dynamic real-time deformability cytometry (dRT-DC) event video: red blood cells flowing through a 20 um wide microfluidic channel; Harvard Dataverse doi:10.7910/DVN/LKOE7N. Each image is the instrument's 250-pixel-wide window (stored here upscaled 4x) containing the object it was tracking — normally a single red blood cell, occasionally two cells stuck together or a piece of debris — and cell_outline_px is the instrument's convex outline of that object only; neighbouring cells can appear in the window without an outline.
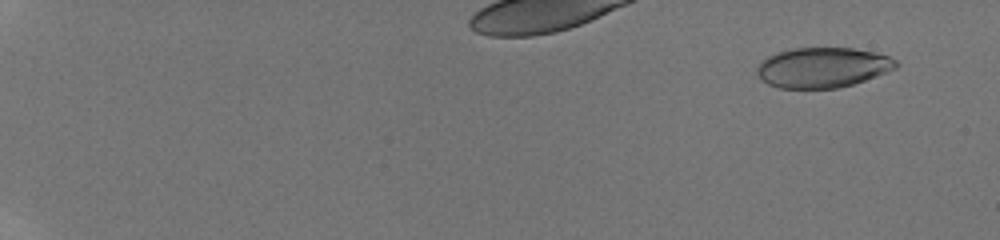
{"species": "human", "species_latin": "Homo sapiens", "temperature_condition": "room temperature", "stored_images_in_passage": 26, "camera_frame_rate_fps": 3000, "um_per_image_px": 0.085, "donor": {"sex": "male"}, "frame": {"image": 1, "passage_image": 6, "time_ms": 1.333, "image_size_px": [1000, 240], "cell_outline_px": [[900, 64], [896, 68], [876, 76], [852, 84], [836, 88], [780, 88], [768, 84], [756, 72], [756, 68], [768, 56], [776, 52], [792, 48], [852, 48], [876, 52], [888, 56], [896, 60]], "centroid_in_image_um": [69.94, 5.73], "position_along_channel_um": 15.1, "area_um2": 32.37}}
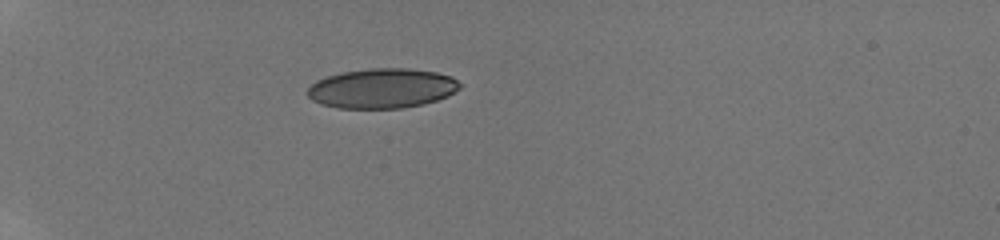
{"frame": {"image": 2, "passage_image": 23, "time_ms": 6.333, "image_size_px": [1000, 240], "cell_outline_px": [[464, 84], [460, 88], [448, 96], [424, 104], [400, 108], [336, 108], [320, 104], [312, 100], [308, 96], [308, 88], [316, 80], [340, 72], [368, 68], [408, 68], [436, 72], [452, 76]], "centroid_in_image_um": [32.5, 7.5], "position_along_channel_um": 52.5, "area_um2": 35.6}}
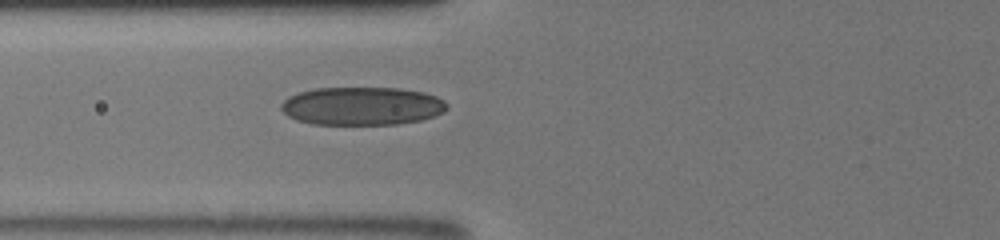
{"frame": {"image": 3, "passage_image": 26, "time_ms": 8.333, "image_size_px": [1000, 240], "cell_outline_px": [[448, 108], [444, 112], [436, 116], [420, 120], [396, 124], [312, 124], [296, 120], [288, 116], [280, 108], [280, 104], [288, 96], [300, 92], [316, 88], [400, 88], [424, 92], [436, 96], [444, 100], [448, 104]], "centroid_in_image_um": [30.79, 9.01], "position_along_channel_um": 95.0, "area_um2": 37.11}}